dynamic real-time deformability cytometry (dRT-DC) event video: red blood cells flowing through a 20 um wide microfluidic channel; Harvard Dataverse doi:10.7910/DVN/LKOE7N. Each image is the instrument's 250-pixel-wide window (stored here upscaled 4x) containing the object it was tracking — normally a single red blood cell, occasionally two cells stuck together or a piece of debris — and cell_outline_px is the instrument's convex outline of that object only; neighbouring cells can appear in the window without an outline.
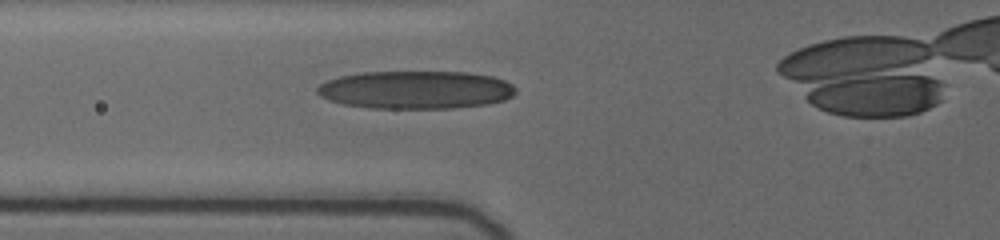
{"species": "human", "species_latin": "Homo sapiens", "temperature_condition": "cold", "stored_images_in_passage": 3, "camera_frame_rate_fps": 3000, "um_per_image_px": 0.085, "donor": {"sex": "female"}, "frame": {"image": 1, "passage_image": 2, "time_ms": 1.0, "image_size_px": [1000, 240], "cell_outline_px": [[516, 92], [512, 96], [504, 100], [488, 104], [452, 108], [368, 108], [344, 104], [328, 100], [320, 96], [316, 92], [316, 88], [320, 84], [328, 80], [340, 76], [364, 72], [468, 72], [492, 76], [504, 80], [512, 84], [516, 88]], "centroid_in_image_um": [35.34, 7.63], "position_along_channel_um": 90.5, "area_um2": 44.1}}